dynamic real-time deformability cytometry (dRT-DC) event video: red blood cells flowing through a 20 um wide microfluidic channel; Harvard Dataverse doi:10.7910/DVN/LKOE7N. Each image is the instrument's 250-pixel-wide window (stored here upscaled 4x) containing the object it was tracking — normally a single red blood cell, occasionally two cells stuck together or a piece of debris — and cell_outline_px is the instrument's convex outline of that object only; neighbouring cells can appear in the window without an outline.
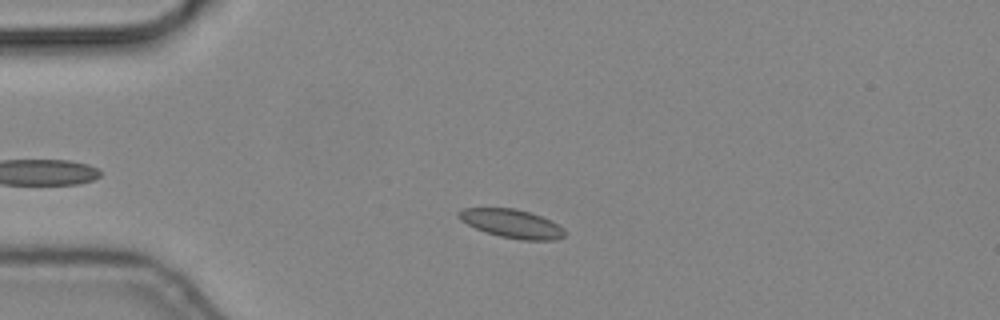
{"species": "common noctule bat (a hibernating species)", "species_latin": "Nyctalus noctula", "temperature_condition": "cold", "stored_images_in_passage": 44, "camera_frame_rate_fps": 3000, "um_per_image_px": 0.085, "animal": {"sex": "male", "body_mass_g": 19.2, "forearm_length_mm": 51.8}, "frame": {"image": 1, "passage_image": 11, "time_ms": 3.333, "image_size_px": [1000, 320], "cell_outline_px": [[564, 236], [556, 240], [520, 240], [500, 236], [476, 228], [460, 220], [456, 216], [456, 212], [460, 208], [512, 208], [528, 212], [540, 216], [564, 228]], "centroid_in_image_um": [43.45, 19.0], "position_along_channel_um": 41.5, "area_um2": 17.46}}
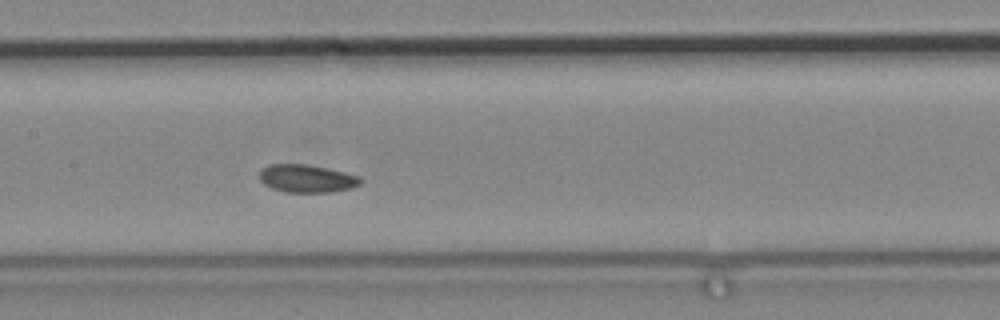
{"frame": {"image": 2, "passage_image": 25, "time_ms": 8.0, "image_size_px": [1000, 320], "cell_outline_px": [[364, 180], [360, 184], [352, 188], [332, 192], [284, 192], [272, 188], [264, 184], [260, 180], [260, 172], [268, 164], [308, 164], [344, 172], [360, 176]], "centroid_in_image_um": [26.11, 15.18], "position_along_channel_um": 181.3, "area_um2": 16.47}}
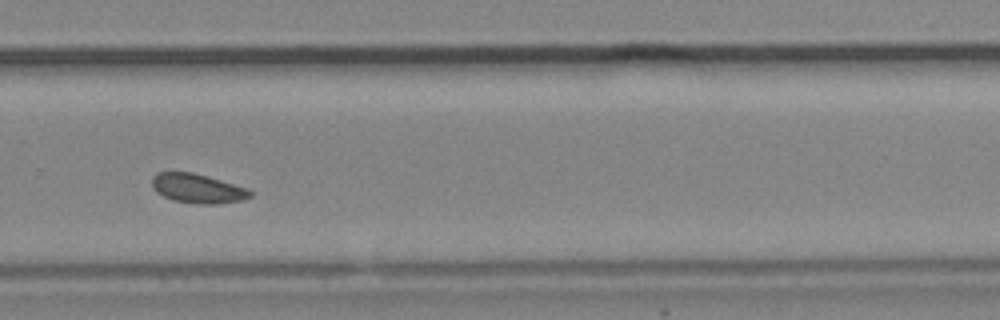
{"frame": {"image": 3, "passage_image": 36, "time_ms": 11.667, "image_size_px": [1000, 320], "cell_outline_px": [[252, 196], [244, 200], [216, 204], [196, 204], [172, 200], [156, 192], [152, 188], [152, 176], [156, 172], [192, 172], [208, 176], [248, 188], [252, 192]], "centroid_in_image_um": [16.8, 16.02], "position_along_channel_um": 313.0, "area_um2": 16.99}}